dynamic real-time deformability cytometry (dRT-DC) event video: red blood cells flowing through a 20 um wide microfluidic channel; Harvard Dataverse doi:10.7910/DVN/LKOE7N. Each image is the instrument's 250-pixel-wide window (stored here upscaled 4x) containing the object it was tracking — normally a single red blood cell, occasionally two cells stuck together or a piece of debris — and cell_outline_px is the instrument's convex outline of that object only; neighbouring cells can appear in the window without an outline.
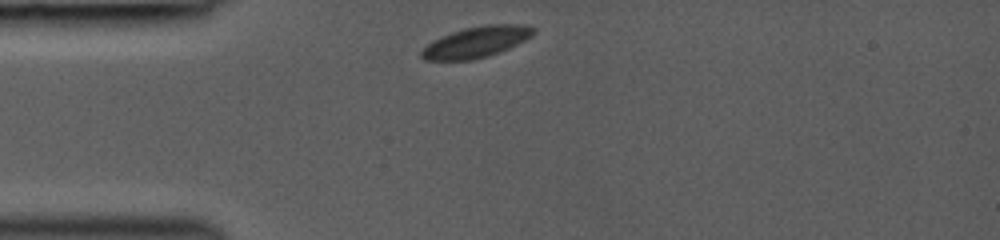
{"species": "common noctule bat (a hibernating species)", "species_latin": "Nyctalus noctula", "temperature_condition": "room temperature", "stored_images_in_passage": 2, "camera_frame_rate_fps": 3000, "um_per_image_px": 0.085, "animal": {"sex": "female", "body_mass_g": 19.0, "forearm_length_mm": 53.3}, "frame": {"image": 1, "passage_image": 1, "time_ms": 0.0, "image_size_px": [1000, 240], "cell_outline_px": [[536, 32], [532, 36], [500, 52], [488, 56], [472, 60], [424, 60], [420, 56], [420, 52], [432, 40], [440, 36], [464, 28], [488, 24], [528, 24], [536, 28]], "centroid_in_image_um": [40.5, 3.56], "position_along_channel_um": 44.5, "area_um2": 20.35}}